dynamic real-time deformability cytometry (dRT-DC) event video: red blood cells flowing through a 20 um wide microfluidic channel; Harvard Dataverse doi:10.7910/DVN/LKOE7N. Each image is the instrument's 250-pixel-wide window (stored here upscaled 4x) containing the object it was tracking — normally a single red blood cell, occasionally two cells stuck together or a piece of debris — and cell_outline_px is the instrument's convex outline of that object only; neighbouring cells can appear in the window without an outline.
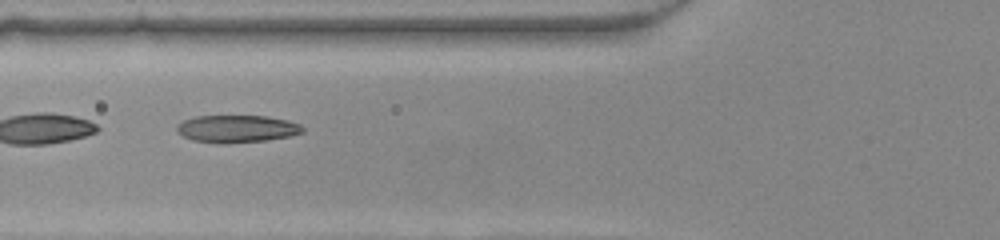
{"species": "common noctule bat (a hibernating species)", "species_latin": "Nyctalus noctula", "temperature_condition": "warm", "stored_images_in_passage": 21, "camera_frame_rate_fps": 3000, "um_per_image_px": 0.085, "animal": {"sex": "female", "body_mass_g": 22.0, "forearm_length_mm": 56.7}, "frame": {"image": 1, "passage_image": 4, "time_ms": 1.0, "image_size_px": [1000, 240], "cell_outline_px": [[304, 132], [288, 136], [264, 140], [224, 144], [192, 140], [184, 136], [176, 128], [176, 124], [184, 120], [196, 116], [268, 116], [288, 120], [300, 124], [304, 128]], "centroid_in_image_um": [20.14, 10.94], "position_along_channel_um": 105.7, "area_um2": 20.0}}
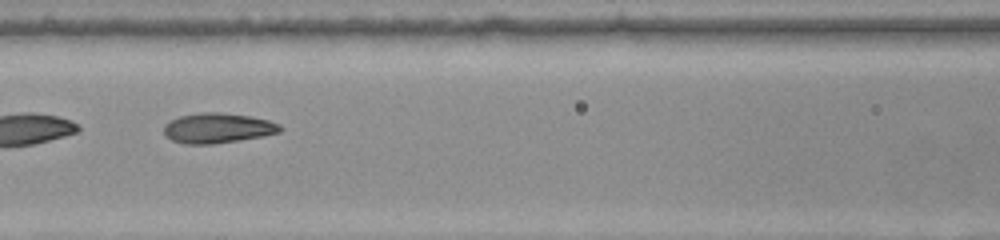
{"frame": {"image": 2, "passage_image": 7, "time_ms": 2.0, "image_size_px": [1000, 240], "cell_outline_px": [[284, 128], [280, 132], [264, 136], [212, 144], [184, 144], [172, 140], [164, 132], [164, 124], [168, 120], [180, 116], [200, 112], [216, 112], [252, 116], [268, 120], [280, 124]], "centroid_in_image_um": [18.52, 10.88], "position_along_channel_um": 148.1, "area_um2": 20.46}}
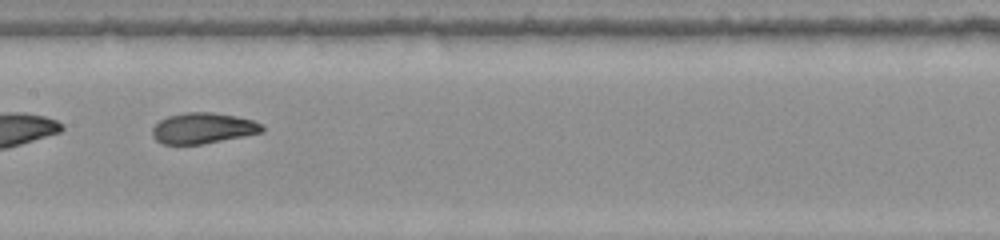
{"frame": {"image": 3, "passage_image": 10, "time_ms": 3.0, "image_size_px": [1000, 240], "cell_outline_px": [[264, 132], [244, 136], [200, 144], [164, 144], [156, 140], [152, 136], [152, 128], [160, 120], [168, 116], [184, 112], [212, 112], [236, 116], [252, 120], [260, 124], [264, 128]], "centroid_in_image_um": [17.24, 10.89], "position_along_channel_um": 190.2, "area_um2": 19.59}}